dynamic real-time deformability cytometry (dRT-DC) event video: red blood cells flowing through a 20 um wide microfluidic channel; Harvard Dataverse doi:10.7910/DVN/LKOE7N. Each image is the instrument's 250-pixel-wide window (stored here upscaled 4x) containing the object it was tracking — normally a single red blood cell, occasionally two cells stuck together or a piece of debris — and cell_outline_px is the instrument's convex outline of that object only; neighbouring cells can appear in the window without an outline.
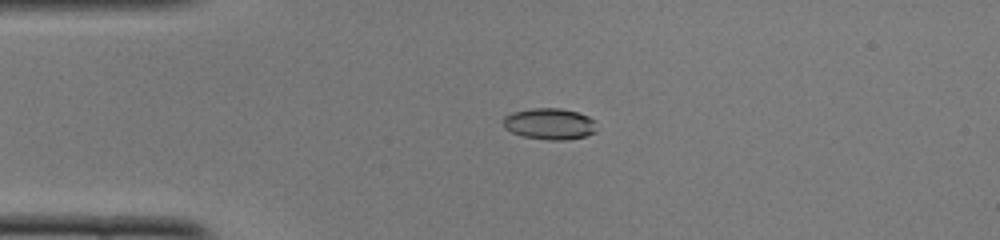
{"species": "common noctule bat (a hibernating species)", "species_latin": "Nyctalus noctula", "temperature_condition": "cold", "stored_images_in_passage": 50, "camera_frame_rate_fps": 3000, "um_per_image_px": 0.085, "animal": {"sex": "female", "body_mass_g": 22.0, "forearm_length_mm": 56.7}, "frame": {"image": 1, "passage_image": 12, "time_ms": 3.667, "image_size_px": [1000, 240], "cell_outline_px": [[596, 132], [584, 136], [564, 140], [548, 140], [524, 136], [512, 132], [504, 128], [504, 116], [512, 112], [532, 108], [560, 108], [576, 112], [588, 116], [596, 120]], "centroid_in_image_um": [46.73, 10.52], "position_along_channel_um": 38.3, "area_um2": 17.05}}
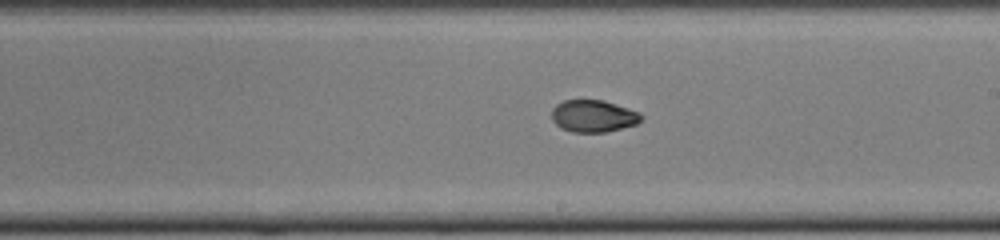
{"frame": {"image": 2, "passage_image": 29, "time_ms": 9.333, "image_size_px": [1000, 240], "cell_outline_px": [[644, 120], [636, 124], [604, 132], [572, 132], [560, 128], [552, 120], [552, 108], [556, 104], [564, 100], [604, 100], [640, 112], [644, 116]], "centroid_in_image_um": [50.44, 9.86], "position_along_channel_um": 238.6, "area_um2": 16.88}}
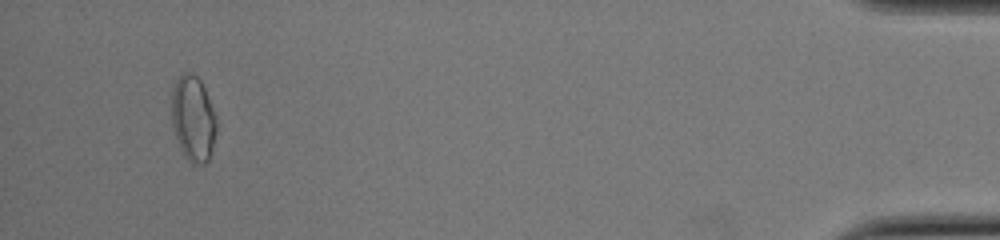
{"frame": {"image": 3, "passage_image": 48, "time_ms": 15.667, "image_size_px": [1000, 240], "cell_outline_px": [[216, 132], [208, 160], [204, 164], [192, 164], [184, 156], [180, 148], [172, 124], [172, 88], [180, 72], [192, 72], [200, 80], [204, 88], [216, 116]], "centroid_in_image_um": [16.4, 10.06], "position_along_channel_um": 418.8, "area_um2": 22.31}, "authors_computed_cell_mechanics": {"area_um2": 17.2822, "velocity_mm_per_s": 4.0156, "shape_relaxation_time_tau1_ms": 3.1936, "shape_relaxation_time_tau2_ms": 1.9231, "deformation_change_tau1": 0.1263, "deformation_change_tau2": 0.0401}}